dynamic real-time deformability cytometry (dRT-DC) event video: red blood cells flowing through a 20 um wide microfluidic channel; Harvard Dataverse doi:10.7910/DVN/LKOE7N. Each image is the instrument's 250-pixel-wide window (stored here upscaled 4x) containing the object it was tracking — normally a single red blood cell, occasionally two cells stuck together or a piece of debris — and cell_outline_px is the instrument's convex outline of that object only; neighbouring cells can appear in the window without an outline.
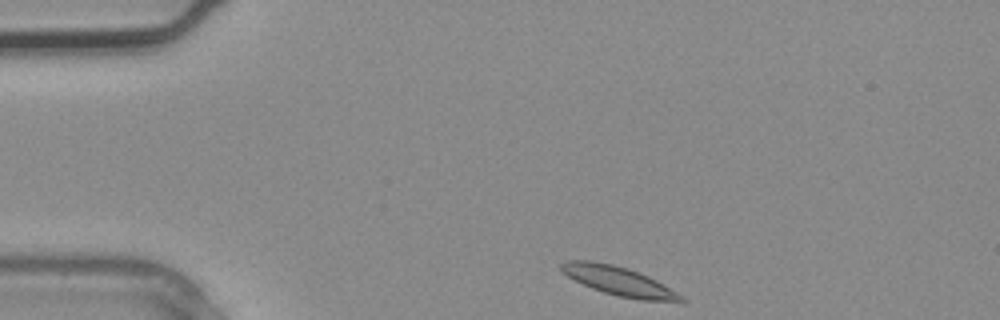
{"species": "common noctule bat (a hibernating species)", "species_latin": "Nyctalus noctula", "temperature_condition": "warm", "stored_images_in_passage": 2, "camera_frame_rate_fps": 3000, "um_per_image_px": 0.085, "animal": {"sex": "male", "body_mass_g": 20.4}, "frame": {"image": 1, "passage_image": 1, "time_ms": 0.0, "image_size_px": [1000, 320], "cell_outline_px": [[688, 300], [644, 300], [620, 296], [604, 292], [592, 288], [568, 276], [560, 268], [560, 264], [568, 260], [592, 260], [612, 264], [648, 276], [656, 280], [684, 296]], "centroid_in_image_um": [52.57, 23.87], "position_along_channel_um": 32.4, "area_um2": 19.54}}